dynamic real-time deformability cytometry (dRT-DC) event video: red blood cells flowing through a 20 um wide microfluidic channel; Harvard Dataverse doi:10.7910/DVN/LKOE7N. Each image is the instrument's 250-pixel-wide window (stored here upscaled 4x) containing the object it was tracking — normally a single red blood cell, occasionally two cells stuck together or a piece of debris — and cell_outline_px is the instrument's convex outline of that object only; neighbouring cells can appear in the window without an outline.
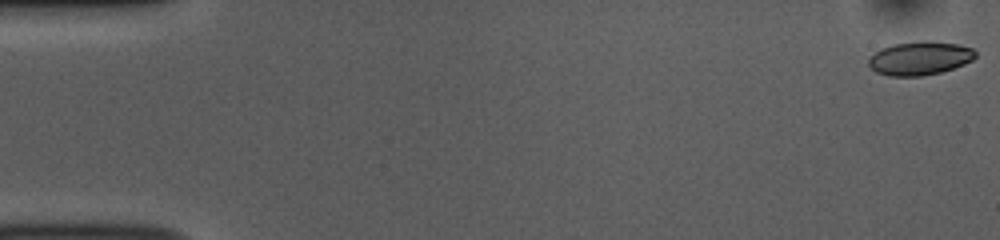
{"species": "common noctule bat (a hibernating species)", "species_latin": "Nyctalus noctula", "temperature_condition": "room temperature", "stored_images_in_passage": 53, "camera_frame_rate_fps": 3000, "um_per_image_px": 0.085, "animal": {"sex": "female", "body_mass_g": 10.0, "forearm_length_mm": 53.1}, "frame": {"image": 1, "passage_image": 1, "time_ms": 0.0, "image_size_px": [1000, 240], "cell_outline_px": [[976, 56], [972, 60], [964, 64], [940, 72], [920, 76], [888, 76], [876, 72], [868, 64], [868, 60], [880, 48], [892, 44], [924, 40], [932, 40], [956, 44], [972, 48], [976, 52]], "centroid_in_image_um": [78.18, 4.94], "position_along_channel_um": 6.8, "area_um2": 20.92}}
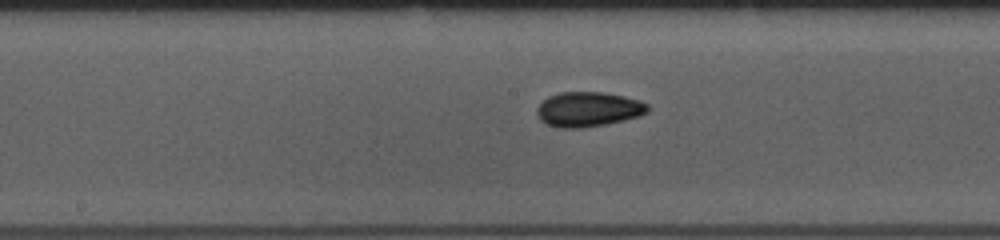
{"frame": {"image": 2, "passage_image": 27, "time_ms": 8.667, "image_size_px": [1000, 240], "cell_outline_px": [[648, 112], [640, 116], [624, 120], [604, 124], [580, 128], [560, 128], [548, 124], [540, 120], [536, 112], [536, 108], [548, 96], [560, 92], [604, 92], [624, 96], [640, 100], [648, 104]], "centroid_in_image_um": [50.01, 9.28], "position_along_channel_um": 198.2, "area_um2": 22.48}}
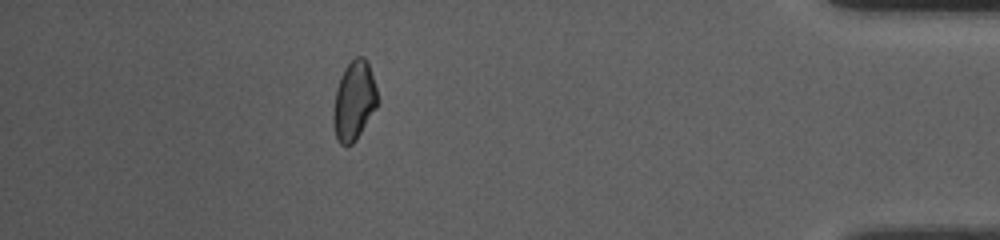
{"frame": {"image": 3, "passage_image": 47, "time_ms": 15.333, "image_size_px": [1000, 240], "cell_outline_px": [[376, 108], [356, 140], [352, 144], [340, 144], [336, 140], [332, 116], [332, 108], [336, 88], [340, 76], [344, 68], [356, 56], [364, 56], [368, 60], [376, 88]], "centroid_in_image_um": [30.06, 8.55], "position_along_channel_um": 405.1, "area_um2": 20.46}, "authors_computed_cell_mechanics": {"area_um2": 21.097, "velocity_mm_per_s": 3.8119, "shape_relaxation_time_tau1_ms": 7.0771, "shape_relaxation_time_tau2_ms": 3.5018, "deformation_change_tau1": 0.1227, "deformation_change_tau2": 0.0606}}